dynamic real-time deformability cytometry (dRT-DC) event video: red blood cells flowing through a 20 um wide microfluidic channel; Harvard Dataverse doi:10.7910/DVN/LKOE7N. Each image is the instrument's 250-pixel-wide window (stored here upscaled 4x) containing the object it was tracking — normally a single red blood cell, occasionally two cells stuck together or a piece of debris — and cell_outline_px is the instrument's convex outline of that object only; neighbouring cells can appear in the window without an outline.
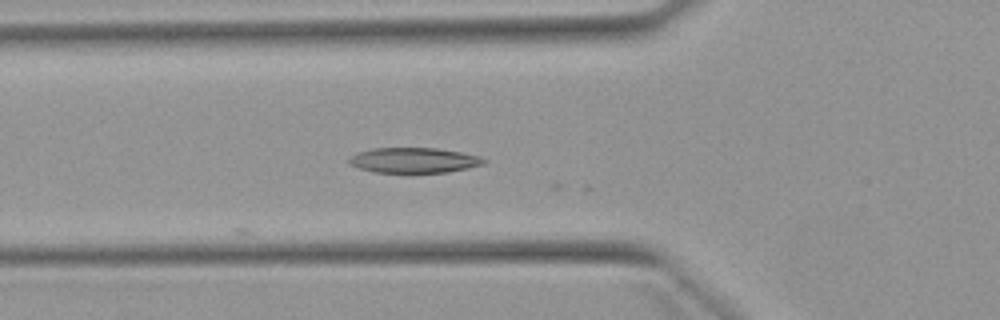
{"species": "Egyptian fruit bat (a non-hibernating species)", "species_latin": "Rousettus aegyptiacus", "temperature_condition": "warm", "stored_images_in_passage": 14, "camera_frame_rate_fps": 3000, "um_per_image_px": 0.085, "animal": {"sex": "female"}, "frame": {"image": 1, "passage_image": 7, "time_ms": 2.0, "image_size_px": [1000, 320], "cell_outline_px": [[488, 160], [484, 164], [468, 168], [448, 172], [412, 176], [376, 172], [360, 168], [348, 164], [348, 156], [356, 152], [372, 148], [436, 148], [460, 152], [480, 156]], "centroid_in_image_um": [35.15, 13.67], "position_along_channel_um": 90.6, "area_um2": 20.92}}
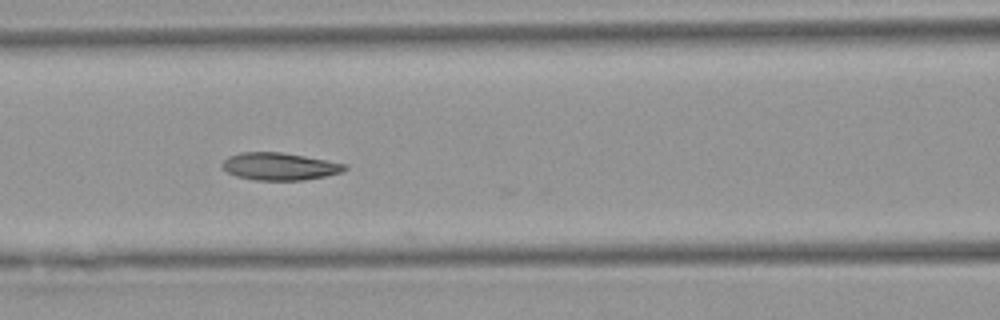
{"frame": {"image": 2, "passage_image": 11, "time_ms": 3.333, "image_size_px": [1000, 320], "cell_outline_px": [[348, 168], [340, 172], [324, 176], [304, 180], [256, 180], [236, 176], [228, 172], [220, 164], [228, 156], [240, 152], [280, 152], [304, 156], [348, 164]], "centroid_in_image_um": [23.75, 14.14], "position_along_channel_um": 142.9, "area_um2": 19.48}}